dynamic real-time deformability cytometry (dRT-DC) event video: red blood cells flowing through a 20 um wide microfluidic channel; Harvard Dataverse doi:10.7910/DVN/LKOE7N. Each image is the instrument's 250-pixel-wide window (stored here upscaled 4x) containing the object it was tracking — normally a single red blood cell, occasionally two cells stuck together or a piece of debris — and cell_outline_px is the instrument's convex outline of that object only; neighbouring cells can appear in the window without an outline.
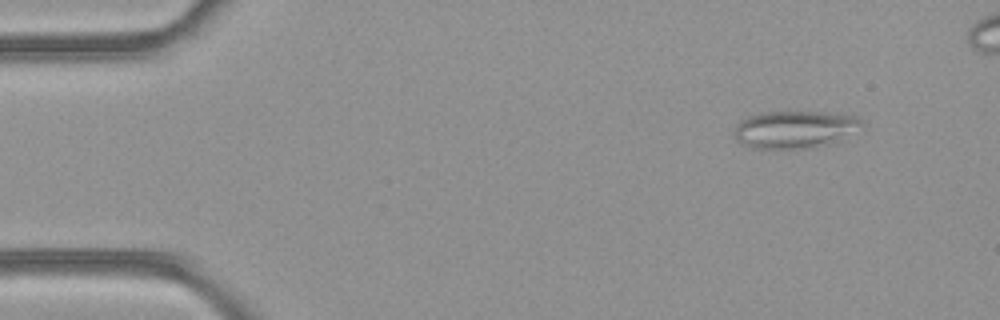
{"species": "common noctule bat (a hibernating species)", "species_latin": "Nyctalus noctula", "temperature_condition": "room temperature", "stored_images_in_passage": 43, "camera_frame_rate_fps": 3000, "um_per_image_px": 0.085, "animal": {"sex": "female", "body_mass_g": 21.9}, "frame": {"image": 1, "passage_image": 1, "time_ms": 0.0, "image_size_px": [1000, 320], "cell_outline_px": [[864, 124], [828, 144], [808, 148], [756, 148], [744, 144], [736, 136], [736, 124], [740, 120], [748, 116], [764, 112], [824, 112], [856, 116]], "centroid_in_image_um": [67.52, 10.98], "position_along_channel_um": 17.5, "area_um2": 26.93}}
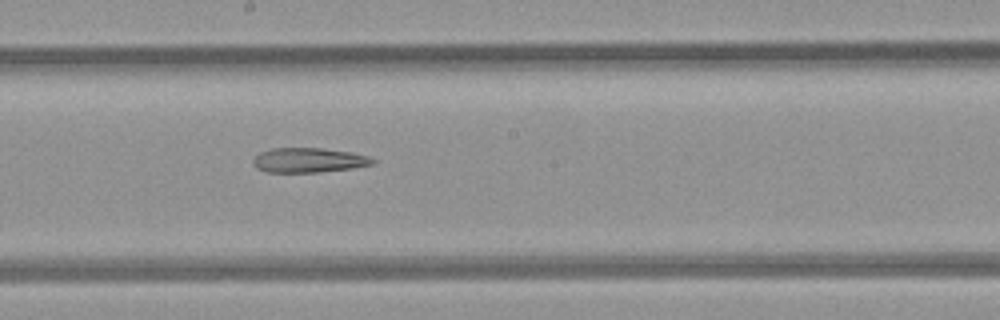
{"frame": {"image": 2, "passage_image": 23, "time_ms": 7.333, "image_size_px": [1000, 320], "cell_outline_px": [[376, 160], [372, 164], [352, 168], [320, 172], [268, 172], [256, 168], [252, 164], [252, 160], [260, 152], [272, 148], [320, 148], [352, 152], [368, 156]], "centroid_in_image_um": [26.22, 13.61], "position_along_channel_um": 222.0, "area_um2": 17.17}}
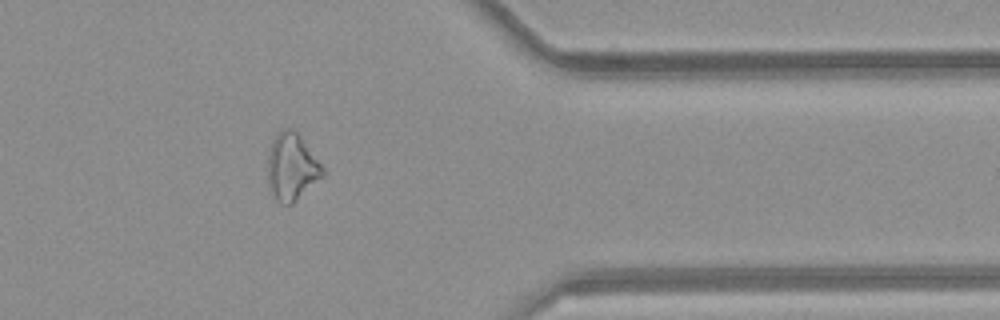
{"frame": {"image": 3, "passage_image": 36, "time_ms": 11.667, "image_size_px": [1000, 320], "cell_outline_px": [[324, 176], [292, 204], [284, 204], [276, 200], [272, 196], [268, 180], [268, 156], [272, 140], [284, 128], [292, 128], [300, 136], [324, 168]], "centroid_in_image_um": [24.8, 14.21], "position_along_channel_um": 386.6, "area_um2": 21.27}}